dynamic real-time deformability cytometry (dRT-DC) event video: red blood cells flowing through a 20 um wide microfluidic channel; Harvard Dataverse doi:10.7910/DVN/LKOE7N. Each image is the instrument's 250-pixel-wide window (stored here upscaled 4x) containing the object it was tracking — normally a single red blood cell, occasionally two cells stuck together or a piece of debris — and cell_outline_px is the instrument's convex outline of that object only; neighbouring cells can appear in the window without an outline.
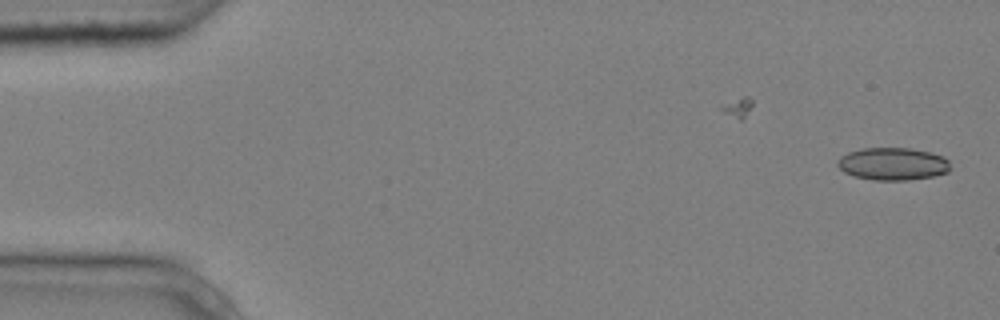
{"species": "common noctule bat (a hibernating species)", "species_latin": "Nyctalus noctula", "temperature_condition": "cold", "stored_images_in_passage": 4, "segment_of_instrument_passage": [2, 2], "camera_frame_rate_fps": 3000, "um_per_image_px": 0.085, "animal": {"sex": "male", "body_mass_g": 20.4}, "frame": {"image": 1, "passage_image": 4, "time_ms": 1.0, "image_size_px": [1000, 320], "cell_outline_px": [[952, 168], [948, 172], [932, 176], [908, 180], [872, 180], [852, 176], [844, 172], [836, 164], [840, 156], [848, 152], [864, 148], [912, 148], [932, 152], [944, 156], [948, 160]], "centroid_in_image_um": [75.9, 13.93], "position_along_channel_um": 9.1, "area_um2": 21.68}}